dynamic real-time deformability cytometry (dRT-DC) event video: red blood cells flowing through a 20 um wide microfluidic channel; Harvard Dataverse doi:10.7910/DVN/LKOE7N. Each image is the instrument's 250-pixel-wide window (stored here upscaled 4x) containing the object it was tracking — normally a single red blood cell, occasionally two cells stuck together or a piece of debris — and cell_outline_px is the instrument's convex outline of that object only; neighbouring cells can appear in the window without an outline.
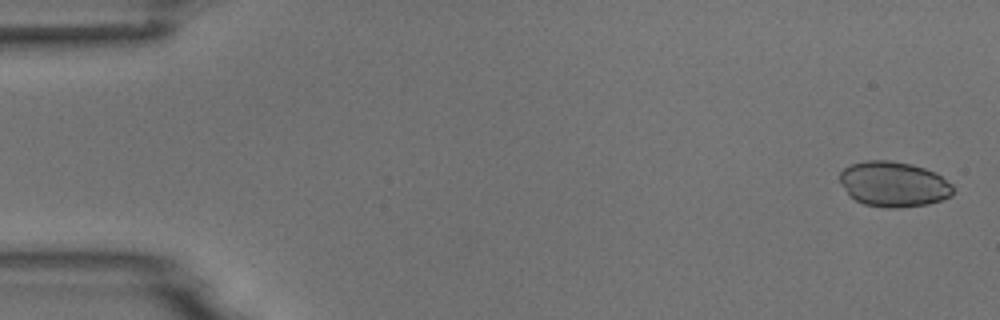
{"species": "common noctule bat (a hibernating species)", "species_latin": "Nyctalus noctula", "temperature_condition": "room temperature", "stored_images_in_passage": 5, "camera_frame_rate_fps": 3000, "um_per_image_px": 0.085, "animal": {"sex": "male", "body_mass_g": 18.8}, "frame": {"image": 1, "passage_image": 1, "time_ms": 0.0, "image_size_px": [1000, 320], "cell_outline_px": [[952, 196], [928, 204], [900, 208], [884, 208], [864, 204], [848, 196], [840, 180], [840, 172], [844, 168], [852, 164], [868, 160], [888, 160], [912, 164], [936, 172], [952, 184]], "centroid_in_image_um": [75.96, 15.66], "position_along_channel_um": 9.0, "area_um2": 30.0}}
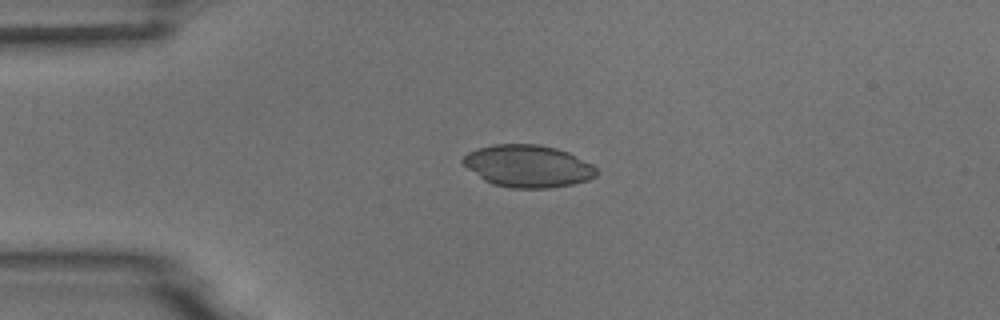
{"frame": {"image": 2, "passage_image": 4, "time_ms": 3.667, "image_size_px": [1000, 320], "cell_outline_px": [[596, 176], [588, 180], [572, 184], [548, 188], [512, 188], [492, 184], [484, 180], [468, 168], [460, 160], [468, 152], [476, 148], [492, 144], [536, 144], [556, 148], [568, 152], [592, 164], [596, 168]], "centroid_in_image_um": [44.85, 14.11], "position_along_channel_um": 40.1, "area_um2": 32.83}}